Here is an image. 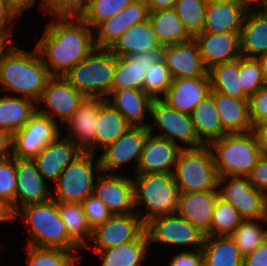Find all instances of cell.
Masks as SVG:
<instances>
[{
  "label": "cell",
  "mask_w": 267,
  "mask_h": 266,
  "mask_svg": "<svg viewBox=\"0 0 267 266\" xmlns=\"http://www.w3.org/2000/svg\"><path fill=\"white\" fill-rule=\"evenodd\" d=\"M35 47L50 74L63 76L95 49L93 29L82 18L53 19Z\"/></svg>",
  "instance_id": "6da1fadb"
},
{
  "label": "cell",
  "mask_w": 267,
  "mask_h": 266,
  "mask_svg": "<svg viewBox=\"0 0 267 266\" xmlns=\"http://www.w3.org/2000/svg\"><path fill=\"white\" fill-rule=\"evenodd\" d=\"M0 64V84L3 91L20 94L39 102L47 82L52 77L36 47L32 52L18 48L13 42Z\"/></svg>",
  "instance_id": "7a4b0ae2"
},
{
  "label": "cell",
  "mask_w": 267,
  "mask_h": 266,
  "mask_svg": "<svg viewBox=\"0 0 267 266\" xmlns=\"http://www.w3.org/2000/svg\"><path fill=\"white\" fill-rule=\"evenodd\" d=\"M218 177H247L263 154L257 131L227 133L209 145Z\"/></svg>",
  "instance_id": "3957f363"
},
{
  "label": "cell",
  "mask_w": 267,
  "mask_h": 266,
  "mask_svg": "<svg viewBox=\"0 0 267 266\" xmlns=\"http://www.w3.org/2000/svg\"><path fill=\"white\" fill-rule=\"evenodd\" d=\"M14 216L15 220L22 216L24 218V223L31 233L28 246L61 248L67 251L80 248L69 237L57 202L53 199L24 205L14 213Z\"/></svg>",
  "instance_id": "277c9868"
},
{
  "label": "cell",
  "mask_w": 267,
  "mask_h": 266,
  "mask_svg": "<svg viewBox=\"0 0 267 266\" xmlns=\"http://www.w3.org/2000/svg\"><path fill=\"white\" fill-rule=\"evenodd\" d=\"M116 64L117 56L108 48L95 47L63 76L85 97L106 99L112 90Z\"/></svg>",
  "instance_id": "5b68a950"
},
{
  "label": "cell",
  "mask_w": 267,
  "mask_h": 266,
  "mask_svg": "<svg viewBox=\"0 0 267 266\" xmlns=\"http://www.w3.org/2000/svg\"><path fill=\"white\" fill-rule=\"evenodd\" d=\"M133 185L135 208L143 205L147 210L141 217L144 224L155 217L177 213L180 192L174 174H136Z\"/></svg>",
  "instance_id": "8992f818"
},
{
  "label": "cell",
  "mask_w": 267,
  "mask_h": 266,
  "mask_svg": "<svg viewBox=\"0 0 267 266\" xmlns=\"http://www.w3.org/2000/svg\"><path fill=\"white\" fill-rule=\"evenodd\" d=\"M174 178L180 193L218 191V174L209 146L182 149Z\"/></svg>",
  "instance_id": "52a82bcc"
},
{
  "label": "cell",
  "mask_w": 267,
  "mask_h": 266,
  "mask_svg": "<svg viewBox=\"0 0 267 266\" xmlns=\"http://www.w3.org/2000/svg\"><path fill=\"white\" fill-rule=\"evenodd\" d=\"M94 153L83 152L61 172L54 183L56 202L81 203L94 191V174H101L99 159L93 168Z\"/></svg>",
  "instance_id": "ba28073f"
},
{
  "label": "cell",
  "mask_w": 267,
  "mask_h": 266,
  "mask_svg": "<svg viewBox=\"0 0 267 266\" xmlns=\"http://www.w3.org/2000/svg\"><path fill=\"white\" fill-rule=\"evenodd\" d=\"M218 192L222 199L237 209L243 220L257 219L262 223L267 222V195L256 189L248 177H219Z\"/></svg>",
  "instance_id": "9c48e42d"
},
{
  "label": "cell",
  "mask_w": 267,
  "mask_h": 266,
  "mask_svg": "<svg viewBox=\"0 0 267 266\" xmlns=\"http://www.w3.org/2000/svg\"><path fill=\"white\" fill-rule=\"evenodd\" d=\"M149 114L154 119L156 127H158L160 132H163L159 135L153 134L154 125L149 124L148 129L150 134L167 139L176 145H179L176 139L177 141H183L185 145L188 144L185 149H194L203 146L198 140L190 114L177 111L164 102L162 98L153 99Z\"/></svg>",
  "instance_id": "30bf717a"
},
{
  "label": "cell",
  "mask_w": 267,
  "mask_h": 266,
  "mask_svg": "<svg viewBox=\"0 0 267 266\" xmlns=\"http://www.w3.org/2000/svg\"><path fill=\"white\" fill-rule=\"evenodd\" d=\"M57 123L36 111L24 127L12 135V156L34 159L45 146L61 136Z\"/></svg>",
  "instance_id": "8fae6325"
},
{
  "label": "cell",
  "mask_w": 267,
  "mask_h": 266,
  "mask_svg": "<svg viewBox=\"0 0 267 266\" xmlns=\"http://www.w3.org/2000/svg\"><path fill=\"white\" fill-rule=\"evenodd\" d=\"M149 243L188 246L202 249L205 235L178 213L158 216L145 224Z\"/></svg>",
  "instance_id": "7c38bea8"
},
{
  "label": "cell",
  "mask_w": 267,
  "mask_h": 266,
  "mask_svg": "<svg viewBox=\"0 0 267 266\" xmlns=\"http://www.w3.org/2000/svg\"><path fill=\"white\" fill-rule=\"evenodd\" d=\"M103 174L96 175L93 195L105 204L112 215L137 212L141 217L142 212L135 208L133 178L117 173Z\"/></svg>",
  "instance_id": "4fadbf2b"
},
{
  "label": "cell",
  "mask_w": 267,
  "mask_h": 266,
  "mask_svg": "<svg viewBox=\"0 0 267 266\" xmlns=\"http://www.w3.org/2000/svg\"><path fill=\"white\" fill-rule=\"evenodd\" d=\"M145 231V224L136 213L112 215L105 223L92 230L91 241L95 252L135 241Z\"/></svg>",
  "instance_id": "5bb4252c"
},
{
  "label": "cell",
  "mask_w": 267,
  "mask_h": 266,
  "mask_svg": "<svg viewBox=\"0 0 267 266\" xmlns=\"http://www.w3.org/2000/svg\"><path fill=\"white\" fill-rule=\"evenodd\" d=\"M84 98L85 96L64 76H52L37 103V111L54 121L57 120L55 117H58L62 123H65L78 109ZM41 101L49 107L50 112L39 109Z\"/></svg>",
  "instance_id": "9a60e30c"
},
{
  "label": "cell",
  "mask_w": 267,
  "mask_h": 266,
  "mask_svg": "<svg viewBox=\"0 0 267 266\" xmlns=\"http://www.w3.org/2000/svg\"><path fill=\"white\" fill-rule=\"evenodd\" d=\"M149 134V129L146 127L131 126L115 142L105 146L103 154L98 158L101 172L114 173L112 170L133 160L137 163L136 171L145 140Z\"/></svg>",
  "instance_id": "2e32d148"
},
{
  "label": "cell",
  "mask_w": 267,
  "mask_h": 266,
  "mask_svg": "<svg viewBox=\"0 0 267 266\" xmlns=\"http://www.w3.org/2000/svg\"><path fill=\"white\" fill-rule=\"evenodd\" d=\"M149 19L148 6L145 0H133L118 14L102 21L94 29L96 48H109L131 26Z\"/></svg>",
  "instance_id": "e0dca14e"
},
{
  "label": "cell",
  "mask_w": 267,
  "mask_h": 266,
  "mask_svg": "<svg viewBox=\"0 0 267 266\" xmlns=\"http://www.w3.org/2000/svg\"><path fill=\"white\" fill-rule=\"evenodd\" d=\"M185 146L149 134L137 165L136 174H174L178 155Z\"/></svg>",
  "instance_id": "ac0fdd59"
},
{
  "label": "cell",
  "mask_w": 267,
  "mask_h": 266,
  "mask_svg": "<svg viewBox=\"0 0 267 266\" xmlns=\"http://www.w3.org/2000/svg\"><path fill=\"white\" fill-rule=\"evenodd\" d=\"M162 58L173 79L209 76L194 38L189 42L164 46Z\"/></svg>",
  "instance_id": "d6986e66"
},
{
  "label": "cell",
  "mask_w": 267,
  "mask_h": 266,
  "mask_svg": "<svg viewBox=\"0 0 267 266\" xmlns=\"http://www.w3.org/2000/svg\"><path fill=\"white\" fill-rule=\"evenodd\" d=\"M50 192L45 179L37 170L35 161L16 157L15 212L24 205L51 200Z\"/></svg>",
  "instance_id": "ffe728a7"
},
{
  "label": "cell",
  "mask_w": 267,
  "mask_h": 266,
  "mask_svg": "<svg viewBox=\"0 0 267 266\" xmlns=\"http://www.w3.org/2000/svg\"><path fill=\"white\" fill-rule=\"evenodd\" d=\"M84 151L72 140L59 136L45 146L33 159L45 180L55 183L63 169Z\"/></svg>",
  "instance_id": "44dd1931"
},
{
  "label": "cell",
  "mask_w": 267,
  "mask_h": 266,
  "mask_svg": "<svg viewBox=\"0 0 267 266\" xmlns=\"http://www.w3.org/2000/svg\"><path fill=\"white\" fill-rule=\"evenodd\" d=\"M247 11L236 0H208L202 32L240 33Z\"/></svg>",
  "instance_id": "7402d4cb"
},
{
  "label": "cell",
  "mask_w": 267,
  "mask_h": 266,
  "mask_svg": "<svg viewBox=\"0 0 267 266\" xmlns=\"http://www.w3.org/2000/svg\"><path fill=\"white\" fill-rule=\"evenodd\" d=\"M218 191L180 193L177 213L205 236H211L213 211Z\"/></svg>",
  "instance_id": "603a6c76"
},
{
  "label": "cell",
  "mask_w": 267,
  "mask_h": 266,
  "mask_svg": "<svg viewBox=\"0 0 267 266\" xmlns=\"http://www.w3.org/2000/svg\"><path fill=\"white\" fill-rule=\"evenodd\" d=\"M162 58V49L136 53L129 57H117L114 82L111 91L124 88L143 90L148 69Z\"/></svg>",
  "instance_id": "cb8c5ba5"
},
{
  "label": "cell",
  "mask_w": 267,
  "mask_h": 266,
  "mask_svg": "<svg viewBox=\"0 0 267 266\" xmlns=\"http://www.w3.org/2000/svg\"><path fill=\"white\" fill-rule=\"evenodd\" d=\"M239 34L201 32L196 35L194 40L199 46L204 66L210 69L213 65L240 58Z\"/></svg>",
  "instance_id": "d4e9b609"
},
{
  "label": "cell",
  "mask_w": 267,
  "mask_h": 266,
  "mask_svg": "<svg viewBox=\"0 0 267 266\" xmlns=\"http://www.w3.org/2000/svg\"><path fill=\"white\" fill-rule=\"evenodd\" d=\"M210 91L209 76L173 79L162 100L177 111L191 115L194 108Z\"/></svg>",
  "instance_id": "484cf974"
},
{
  "label": "cell",
  "mask_w": 267,
  "mask_h": 266,
  "mask_svg": "<svg viewBox=\"0 0 267 266\" xmlns=\"http://www.w3.org/2000/svg\"><path fill=\"white\" fill-rule=\"evenodd\" d=\"M99 108L100 98L85 97L78 109L66 121L73 134L68 133L65 138L74 141L84 152L95 153V126Z\"/></svg>",
  "instance_id": "4316f807"
},
{
  "label": "cell",
  "mask_w": 267,
  "mask_h": 266,
  "mask_svg": "<svg viewBox=\"0 0 267 266\" xmlns=\"http://www.w3.org/2000/svg\"><path fill=\"white\" fill-rule=\"evenodd\" d=\"M239 40L241 56L258 58L267 54V14L263 9H248Z\"/></svg>",
  "instance_id": "83f0119b"
},
{
  "label": "cell",
  "mask_w": 267,
  "mask_h": 266,
  "mask_svg": "<svg viewBox=\"0 0 267 266\" xmlns=\"http://www.w3.org/2000/svg\"><path fill=\"white\" fill-rule=\"evenodd\" d=\"M117 57H129L136 53L163 49L150 20L131 26L108 48Z\"/></svg>",
  "instance_id": "f1b7e54d"
},
{
  "label": "cell",
  "mask_w": 267,
  "mask_h": 266,
  "mask_svg": "<svg viewBox=\"0 0 267 266\" xmlns=\"http://www.w3.org/2000/svg\"><path fill=\"white\" fill-rule=\"evenodd\" d=\"M106 101L116 108L131 126L148 128L149 124H146L144 119L145 114L150 113L153 98L143 90L124 88L111 91Z\"/></svg>",
  "instance_id": "f546056e"
},
{
  "label": "cell",
  "mask_w": 267,
  "mask_h": 266,
  "mask_svg": "<svg viewBox=\"0 0 267 266\" xmlns=\"http://www.w3.org/2000/svg\"><path fill=\"white\" fill-rule=\"evenodd\" d=\"M213 97L222 127L227 133H245L254 130L249 117V100L216 91H213Z\"/></svg>",
  "instance_id": "4dcf8cb0"
},
{
  "label": "cell",
  "mask_w": 267,
  "mask_h": 266,
  "mask_svg": "<svg viewBox=\"0 0 267 266\" xmlns=\"http://www.w3.org/2000/svg\"><path fill=\"white\" fill-rule=\"evenodd\" d=\"M191 117L198 140L203 146H209L227 134L222 127L212 90L194 108Z\"/></svg>",
  "instance_id": "1f68e13d"
},
{
  "label": "cell",
  "mask_w": 267,
  "mask_h": 266,
  "mask_svg": "<svg viewBox=\"0 0 267 266\" xmlns=\"http://www.w3.org/2000/svg\"><path fill=\"white\" fill-rule=\"evenodd\" d=\"M131 125L106 99L100 98V108L95 126V148L103 149L115 142ZM98 147V148H97Z\"/></svg>",
  "instance_id": "d6a6232c"
},
{
  "label": "cell",
  "mask_w": 267,
  "mask_h": 266,
  "mask_svg": "<svg viewBox=\"0 0 267 266\" xmlns=\"http://www.w3.org/2000/svg\"><path fill=\"white\" fill-rule=\"evenodd\" d=\"M149 20L153 32L162 47L189 42L193 39L174 8L159 9L150 12Z\"/></svg>",
  "instance_id": "836d02e7"
},
{
  "label": "cell",
  "mask_w": 267,
  "mask_h": 266,
  "mask_svg": "<svg viewBox=\"0 0 267 266\" xmlns=\"http://www.w3.org/2000/svg\"><path fill=\"white\" fill-rule=\"evenodd\" d=\"M35 103L32 99L12 94L0 97V130L13 135L24 127L37 111Z\"/></svg>",
  "instance_id": "e575fe53"
},
{
  "label": "cell",
  "mask_w": 267,
  "mask_h": 266,
  "mask_svg": "<svg viewBox=\"0 0 267 266\" xmlns=\"http://www.w3.org/2000/svg\"><path fill=\"white\" fill-rule=\"evenodd\" d=\"M144 231L135 241L116 247L100 250L97 254L103 260L101 266H140L146 259L148 247L151 248Z\"/></svg>",
  "instance_id": "d590c367"
},
{
  "label": "cell",
  "mask_w": 267,
  "mask_h": 266,
  "mask_svg": "<svg viewBox=\"0 0 267 266\" xmlns=\"http://www.w3.org/2000/svg\"><path fill=\"white\" fill-rule=\"evenodd\" d=\"M204 266H242L243 256L230 236H205Z\"/></svg>",
  "instance_id": "8d00e7d4"
},
{
  "label": "cell",
  "mask_w": 267,
  "mask_h": 266,
  "mask_svg": "<svg viewBox=\"0 0 267 266\" xmlns=\"http://www.w3.org/2000/svg\"><path fill=\"white\" fill-rule=\"evenodd\" d=\"M238 73L239 58L230 62L213 65L208 69L211 90L231 97L249 100V97L240 86Z\"/></svg>",
  "instance_id": "74e56055"
},
{
  "label": "cell",
  "mask_w": 267,
  "mask_h": 266,
  "mask_svg": "<svg viewBox=\"0 0 267 266\" xmlns=\"http://www.w3.org/2000/svg\"><path fill=\"white\" fill-rule=\"evenodd\" d=\"M57 206L69 237L80 248L89 249L92 247L85 241L86 237L91 239L92 230L84 214L82 203L57 202Z\"/></svg>",
  "instance_id": "f35d334b"
},
{
  "label": "cell",
  "mask_w": 267,
  "mask_h": 266,
  "mask_svg": "<svg viewBox=\"0 0 267 266\" xmlns=\"http://www.w3.org/2000/svg\"><path fill=\"white\" fill-rule=\"evenodd\" d=\"M28 266H75L80 256L61 248L26 246ZM77 260V261H76Z\"/></svg>",
  "instance_id": "ab89813d"
},
{
  "label": "cell",
  "mask_w": 267,
  "mask_h": 266,
  "mask_svg": "<svg viewBox=\"0 0 267 266\" xmlns=\"http://www.w3.org/2000/svg\"><path fill=\"white\" fill-rule=\"evenodd\" d=\"M230 238L245 257L267 239V228L259 224L257 219L243 220Z\"/></svg>",
  "instance_id": "60d3db41"
},
{
  "label": "cell",
  "mask_w": 267,
  "mask_h": 266,
  "mask_svg": "<svg viewBox=\"0 0 267 266\" xmlns=\"http://www.w3.org/2000/svg\"><path fill=\"white\" fill-rule=\"evenodd\" d=\"M242 221L237 209L219 196L213 211L211 236H230Z\"/></svg>",
  "instance_id": "b9f144b4"
},
{
  "label": "cell",
  "mask_w": 267,
  "mask_h": 266,
  "mask_svg": "<svg viewBox=\"0 0 267 266\" xmlns=\"http://www.w3.org/2000/svg\"><path fill=\"white\" fill-rule=\"evenodd\" d=\"M207 1L177 0L174 4L175 12L193 38L203 31Z\"/></svg>",
  "instance_id": "7bdbcfd3"
},
{
  "label": "cell",
  "mask_w": 267,
  "mask_h": 266,
  "mask_svg": "<svg viewBox=\"0 0 267 266\" xmlns=\"http://www.w3.org/2000/svg\"><path fill=\"white\" fill-rule=\"evenodd\" d=\"M173 78L163 58L156 61L144 77L143 91L153 99L164 96L171 87Z\"/></svg>",
  "instance_id": "ee69618b"
},
{
  "label": "cell",
  "mask_w": 267,
  "mask_h": 266,
  "mask_svg": "<svg viewBox=\"0 0 267 266\" xmlns=\"http://www.w3.org/2000/svg\"><path fill=\"white\" fill-rule=\"evenodd\" d=\"M133 0H89L82 19L94 30L104 20L118 14Z\"/></svg>",
  "instance_id": "f6af8a7d"
},
{
  "label": "cell",
  "mask_w": 267,
  "mask_h": 266,
  "mask_svg": "<svg viewBox=\"0 0 267 266\" xmlns=\"http://www.w3.org/2000/svg\"><path fill=\"white\" fill-rule=\"evenodd\" d=\"M238 79L243 92L249 98L262 89L265 85L259 59L241 56L239 58Z\"/></svg>",
  "instance_id": "bcb514c9"
},
{
  "label": "cell",
  "mask_w": 267,
  "mask_h": 266,
  "mask_svg": "<svg viewBox=\"0 0 267 266\" xmlns=\"http://www.w3.org/2000/svg\"><path fill=\"white\" fill-rule=\"evenodd\" d=\"M40 9L55 18H81L89 0H41Z\"/></svg>",
  "instance_id": "7dc6e473"
},
{
  "label": "cell",
  "mask_w": 267,
  "mask_h": 266,
  "mask_svg": "<svg viewBox=\"0 0 267 266\" xmlns=\"http://www.w3.org/2000/svg\"><path fill=\"white\" fill-rule=\"evenodd\" d=\"M0 198L6 201L15 213L16 157L0 160Z\"/></svg>",
  "instance_id": "c3c4849f"
},
{
  "label": "cell",
  "mask_w": 267,
  "mask_h": 266,
  "mask_svg": "<svg viewBox=\"0 0 267 266\" xmlns=\"http://www.w3.org/2000/svg\"><path fill=\"white\" fill-rule=\"evenodd\" d=\"M81 203L91 230L102 225L112 216L105 204L93 194Z\"/></svg>",
  "instance_id": "681fc988"
},
{
  "label": "cell",
  "mask_w": 267,
  "mask_h": 266,
  "mask_svg": "<svg viewBox=\"0 0 267 266\" xmlns=\"http://www.w3.org/2000/svg\"><path fill=\"white\" fill-rule=\"evenodd\" d=\"M249 117L255 130L267 123V86L249 98Z\"/></svg>",
  "instance_id": "f907efd6"
},
{
  "label": "cell",
  "mask_w": 267,
  "mask_h": 266,
  "mask_svg": "<svg viewBox=\"0 0 267 266\" xmlns=\"http://www.w3.org/2000/svg\"><path fill=\"white\" fill-rule=\"evenodd\" d=\"M247 177L256 189L267 195V152H263Z\"/></svg>",
  "instance_id": "816d5d0a"
},
{
  "label": "cell",
  "mask_w": 267,
  "mask_h": 266,
  "mask_svg": "<svg viewBox=\"0 0 267 266\" xmlns=\"http://www.w3.org/2000/svg\"><path fill=\"white\" fill-rule=\"evenodd\" d=\"M169 266H204L202 249L179 252L172 257Z\"/></svg>",
  "instance_id": "f5cc1de1"
},
{
  "label": "cell",
  "mask_w": 267,
  "mask_h": 266,
  "mask_svg": "<svg viewBox=\"0 0 267 266\" xmlns=\"http://www.w3.org/2000/svg\"><path fill=\"white\" fill-rule=\"evenodd\" d=\"M17 13L6 3L5 0H0V35L11 37L13 29L8 23L17 18Z\"/></svg>",
  "instance_id": "db71d44e"
},
{
  "label": "cell",
  "mask_w": 267,
  "mask_h": 266,
  "mask_svg": "<svg viewBox=\"0 0 267 266\" xmlns=\"http://www.w3.org/2000/svg\"><path fill=\"white\" fill-rule=\"evenodd\" d=\"M242 266H267V239L254 251L243 257Z\"/></svg>",
  "instance_id": "11a10c76"
},
{
  "label": "cell",
  "mask_w": 267,
  "mask_h": 266,
  "mask_svg": "<svg viewBox=\"0 0 267 266\" xmlns=\"http://www.w3.org/2000/svg\"><path fill=\"white\" fill-rule=\"evenodd\" d=\"M12 156V135L8 132L0 130V160L10 158Z\"/></svg>",
  "instance_id": "9f6ffc18"
},
{
  "label": "cell",
  "mask_w": 267,
  "mask_h": 266,
  "mask_svg": "<svg viewBox=\"0 0 267 266\" xmlns=\"http://www.w3.org/2000/svg\"><path fill=\"white\" fill-rule=\"evenodd\" d=\"M6 3L20 16L25 9L33 7L36 0H5Z\"/></svg>",
  "instance_id": "6f0895ef"
},
{
  "label": "cell",
  "mask_w": 267,
  "mask_h": 266,
  "mask_svg": "<svg viewBox=\"0 0 267 266\" xmlns=\"http://www.w3.org/2000/svg\"><path fill=\"white\" fill-rule=\"evenodd\" d=\"M177 0H145L149 13L166 8H173Z\"/></svg>",
  "instance_id": "680465c9"
},
{
  "label": "cell",
  "mask_w": 267,
  "mask_h": 266,
  "mask_svg": "<svg viewBox=\"0 0 267 266\" xmlns=\"http://www.w3.org/2000/svg\"><path fill=\"white\" fill-rule=\"evenodd\" d=\"M5 221H15V216L11 206L0 198V223Z\"/></svg>",
  "instance_id": "91938a15"
},
{
  "label": "cell",
  "mask_w": 267,
  "mask_h": 266,
  "mask_svg": "<svg viewBox=\"0 0 267 266\" xmlns=\"http://www.w3.org/2000/svg\"><path fill=\"white\" fill-rule=\"evenodd\" d=\"M247 9H262L266 0H236Z\"/></svg>",
  "instance_id": "94428289"
},
{
  "label": "cell",
  "mask_w": 267,
  "mask_h": 266,
  "mask_svg": "<svg viewBox=\"0 0 267 266\" xmlns=\"http://www.w3.org/2000/svg\"><path fill=\"white\" fill-rule=\"evenodd\" d=\"M256 131L259 135L263 151L267 152V123L262 124Z\"/></svg>",
  "instance_id": "6125c7cd"
},
{
  "label": "cell",
  "mask_w": 267,
  "mask_h": 266,
  "mask_svg": "<svg viewBox=\"0 0 267 266\" xmlns=\"http://www.w3.org/2000/svg\"><path fill=\"white\" fill-rule=\"evenodd\" d=\"M11 38L0 35V64L3 55L7 52V50L12 46Z\"/></svg>",
  "instance_id": "be15d7a7"
},
{
  "label": "cell",
  "mask_w": 267,
  "mask_h": 266,
  "mask_svg": "<svg viewBox=\"0 0 267 266\" xmlns=\"http://www.w3.org/2000/svg\"><path fill=\"white\" fill-rule=\"evenodd\" d=\"M262 69V78L264 85L267 86V54L258 57Z\"/></svg>",
  "instance_id": "e7e4bbea"
},
{
  "label": "cell",
  "mask_w": 267,
  "mask_h": 266,
  "mask_svg": "<svg viewBox=\"0 0 267 266\" xmlns=\"http://www.w3.org/2000/svg\"><path fill=\"white\" fill-rule=\"evenodd\" d=\"M265 12H266V14H267V0L265 1V4H264V6H263V8H262Z\"/></svg>",
  "instance_id": "03108f58"
}]
</instances>
